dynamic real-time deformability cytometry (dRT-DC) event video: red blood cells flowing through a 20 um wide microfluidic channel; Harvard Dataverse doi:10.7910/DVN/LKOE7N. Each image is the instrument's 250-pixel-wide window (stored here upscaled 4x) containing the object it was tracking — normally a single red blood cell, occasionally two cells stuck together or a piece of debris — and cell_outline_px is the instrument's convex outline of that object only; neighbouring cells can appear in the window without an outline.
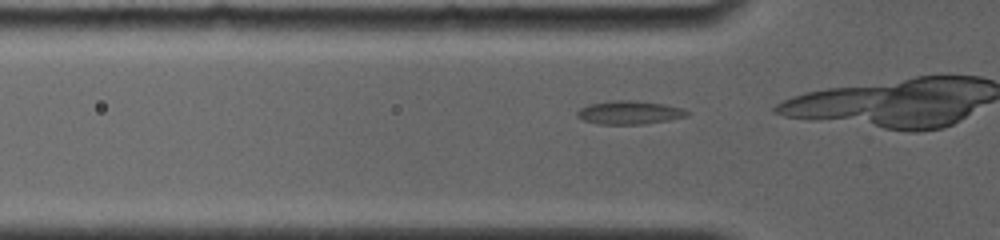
{"species": "common noctule bat (a hibernating species)", "species_latin": "Nyctalus noctula", "temperature_condition": "room temperature", "stored_images_in_passage": 4, "camera_frame_rate_fps": 4000, "um_per_image_px": 0.085, "animal": {"sex": "female", "body_mass_g": 19.0, "forearm_length_mm": 56.7}, "frame": {"image": 1, "passage_image": 2, "time_ms": 0.25, "image_size_px": [1000, 240], "cell_outline_px": [[692, 112], [688, 116], [668, 120], [644, 124], [596, 124], [584, 120], [576, 116], [576, 112], [580, 108], [588, 104], [616, 100], [636, 100], [664, 104], [684, 108]], "centroid_in_image_um": [53.53, 9.56], "position_along_channel_um": 72.3, "area_um2": 15.2}}